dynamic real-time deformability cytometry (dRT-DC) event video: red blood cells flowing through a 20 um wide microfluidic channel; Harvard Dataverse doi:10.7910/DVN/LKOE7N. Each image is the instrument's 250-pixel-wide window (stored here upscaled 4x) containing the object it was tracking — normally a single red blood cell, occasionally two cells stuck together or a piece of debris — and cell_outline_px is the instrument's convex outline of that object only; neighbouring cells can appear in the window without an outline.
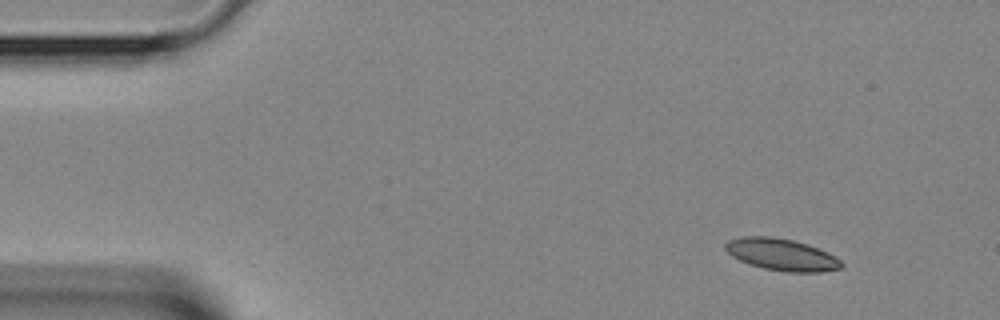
{"species": "Egyptian fruit bat (a non-hibernating species)", "species_latin": "Rousettus aegyptiacus", "temperature_condition": "room temperature", "stored_images_in_passage": 4, "segment_of_instrument_passage": [1, 2], "camera_frame_rate_fps": 3000, "um_per_image_px": 0.085, "animal": {"sex": "female"}, "frame": {"image": 1, "passage_image": 1, "time_ms": 0.0, "image_size_px": [1000, 320], "cell_outline_px": [[844, 264], [840, 268], [820, 272], [788, 272], [764, 268], [748, 264], [732, 256], [724, 248], [724, 244], [728, 240], [740, 236], [772, 236], [792, 240], [808, 244], [836, 256]], "centroid_in_image_um": [66.42, 21.63], "position_along_channel_um": 18.6, "area_um2": 21.62}}
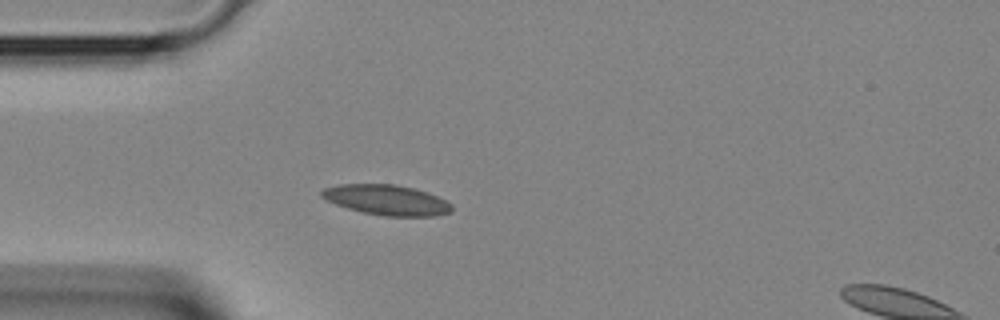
{"frame": {"image": 2, "passage_image": 3, "time_ms": 0.667, "image_size_px": [1000, 320], "cell_outline_px": [[452, 212], [432, 216], [388, 216], [364, 212], [348, 208], [336, 204], [320, 196], [320, 192], [324, 188], [340, 184], [396, 184], [416, 188], [428, 192], [452, 204]], "centroid_in_image_um": [32.88, 16.98], "position_along_channel_um": 52.1, "area_um2": 22.83}}